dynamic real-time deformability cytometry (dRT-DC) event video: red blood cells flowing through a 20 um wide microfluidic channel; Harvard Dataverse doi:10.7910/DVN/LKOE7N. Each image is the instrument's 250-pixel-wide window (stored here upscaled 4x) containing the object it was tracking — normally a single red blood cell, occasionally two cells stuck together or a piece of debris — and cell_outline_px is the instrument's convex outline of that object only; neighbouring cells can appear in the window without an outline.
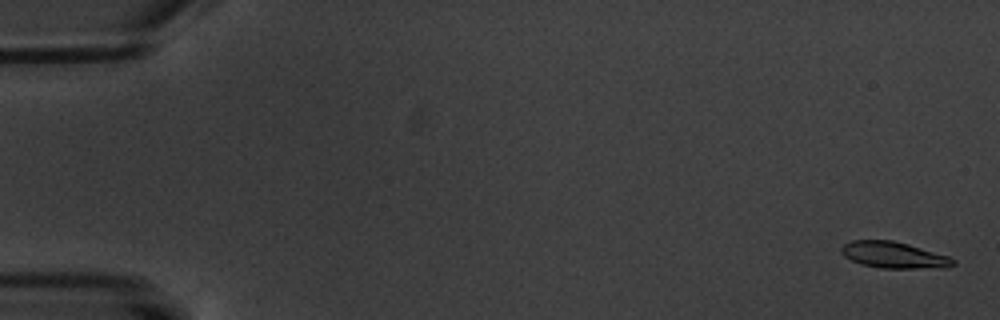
{"species": "common noctule bat (a hibernating species)", "species_latin": "Nyctalus noctula", "temperature_condition": "warm", "stored_images_in_passage": 5, "camera_frame_rate_fps": 3000, "um_per_image_px": 0.085, "animal": {"sex": "male", "body_mass_g": 20.1, "forearm_length_mm": 53.5}, "frame": {"image": 1, "passage_image": 1, "time_ms": 0.0, "image_size_px": [1000, 320], "cell_outline_px": [[956, 264], [948, 268], [880, 268], [860, 264], [844, 256], [840, 252], [840, 248], [844, 244], [852, 240], [892, 240], [908, 244], [948, 256], [956, 260]], "centroid_in_image_um": [75.98, 21.68], "position_along_channel_um": 9.0, "area_um2": 17.28}}
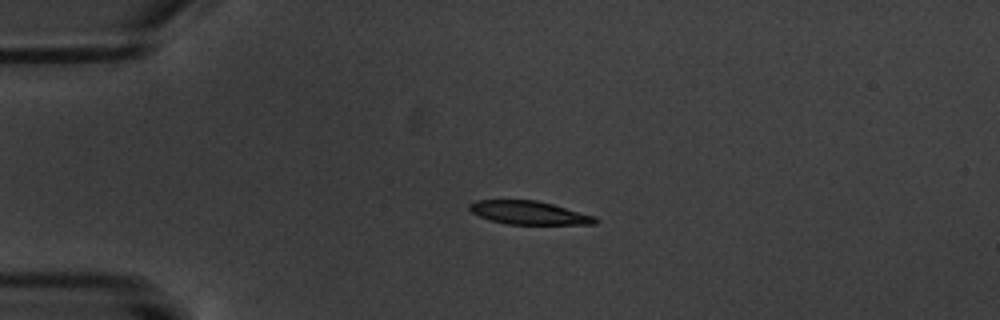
{"frame": {"image": 2, "passage_image": 4, "time_ms": 4.333, "image_size_px": [1000, 320], "cell_outline_px": [[600, 220], [596, 224], [508, 224], [492, 220], [480, 216], [472, 212], [468, 208], [468, 204], [476, 200], [536, 200], [552, 204], [596, 216]], "centroid_in_image_um": [44.99, 18.08], "position_along_channel_um": 40.0, "area_um2": 17.05}}